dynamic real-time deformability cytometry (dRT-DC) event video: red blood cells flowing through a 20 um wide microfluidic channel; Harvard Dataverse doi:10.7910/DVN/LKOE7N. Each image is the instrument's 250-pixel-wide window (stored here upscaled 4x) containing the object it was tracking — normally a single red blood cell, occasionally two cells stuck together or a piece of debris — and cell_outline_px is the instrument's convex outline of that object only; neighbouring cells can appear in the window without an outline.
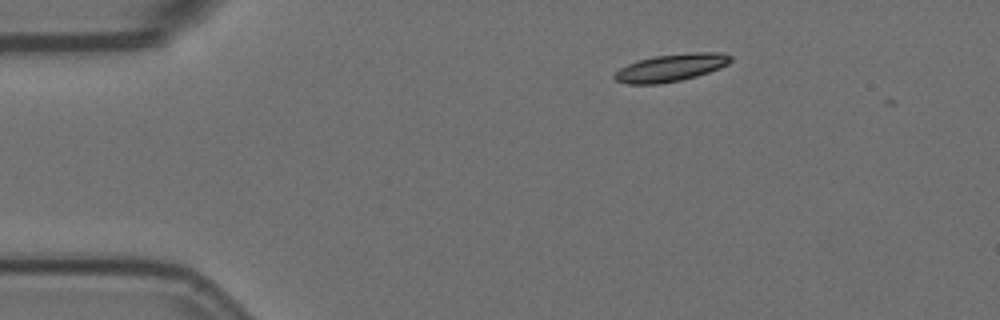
{"species": "Egyptian fruit bat (a non-hibernating species)", "species_latin": "Rousettus aegyptiacus", "temperature_condition": "room temperature", "stored_images_in_passage": 5, "camera_frame_rate_fps": 3000, "um_per_image_px": 0.085, "animal": {"sex": "female"}, "frame": {"image": 1, "passage_image": 2, "time_ms": 0.333, "image_size_px": [1000, 320], "cell_outline_px": [[732, 60], [728, 64], [720, 68], [696, 76], [680, 80], [660, 84], [628, 84], [616, 80], [612, 76], [620, 68], [628, 64], [640, 60], [656, 56], [696, 52], [720, 52], [732, 56]], "centroid_in_image_um": [57.05, 5.76], "position_along_channel_um": 28.0, "area_um2": 18.38}}